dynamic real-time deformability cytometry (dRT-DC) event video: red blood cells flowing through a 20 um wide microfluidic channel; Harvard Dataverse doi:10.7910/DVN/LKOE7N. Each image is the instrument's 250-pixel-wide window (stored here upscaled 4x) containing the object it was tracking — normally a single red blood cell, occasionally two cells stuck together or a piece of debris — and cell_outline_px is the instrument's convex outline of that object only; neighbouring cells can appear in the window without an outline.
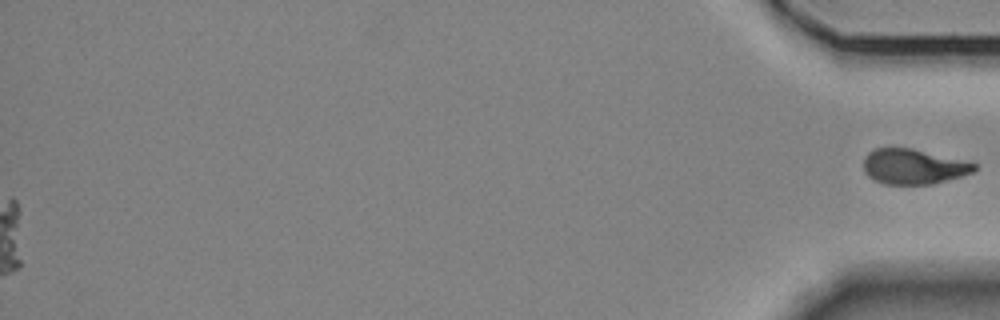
{"species": "Egyptian fruit bat (a non-hibernating species)", "species_latin": "Rousettus aegyptiacus", "temperature_condition": "room temperature", "stored_images_in_passage": 53, "segment_of_instrument_passage": [2, 2], "camera_frame_rate_fps": 3000, "um_per_image_px": 0.085, "animal": {"sex": "female"}, "frame": {"image": 1, "passage_image": 53, "time_ms": 17.333, "image_size_px": [1000, 320], "cell_outline_px": [[976, 168], [972, 172], [960, 176], [932, 184], [884, 184], [868, 176], [864, 172], [864, 160], [868, 152], [876, 148], [912, 148], [976, 164]], "centroid_in_image_um": [77.59, 14.16], "position_along_channel_um": 357.6, "area_um2": 22.25}}